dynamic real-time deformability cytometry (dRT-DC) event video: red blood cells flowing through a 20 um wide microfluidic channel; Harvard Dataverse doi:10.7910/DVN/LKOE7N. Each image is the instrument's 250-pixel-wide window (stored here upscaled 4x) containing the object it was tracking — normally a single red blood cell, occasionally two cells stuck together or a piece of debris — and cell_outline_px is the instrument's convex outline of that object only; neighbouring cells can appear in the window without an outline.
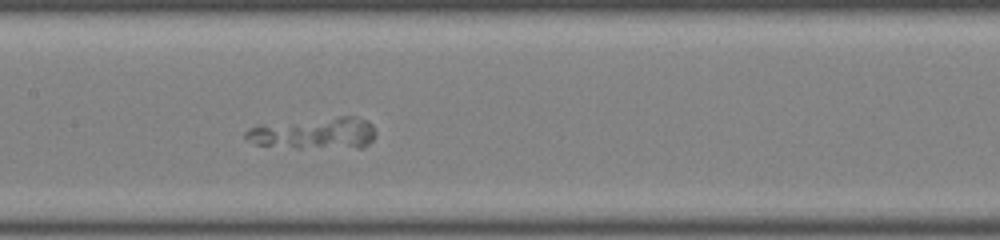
{"species": "common noctule bat (a hibernating species)", "species_latin": "Nyctalus noctula", "temperature_condition": "room temperature", "stored_images_in_passage": 36, "camera_frame_rate_fps": 3000, "um_per_image_px": 0.085, "animal": {"sex": "male", "body_mass_g": 19.0, "forearm_length_mm": 50.8}, "frame": {"image": 1, "passage_image": 12, "time_ms": 3.667, "image_size_px": [1000, 240], "cell_outline_px": [[376, 132], [372, 140], [364, 148], [296, 148], [256, 144], [244, 140], [244, 132], [248, 128], [340, 116], [356, 116], [368, 120], [372, 124]], "centroid_in_image_um": [26.81, 11.36], "position_along_channel_um": 180.6, "area_um2": 23.76}}
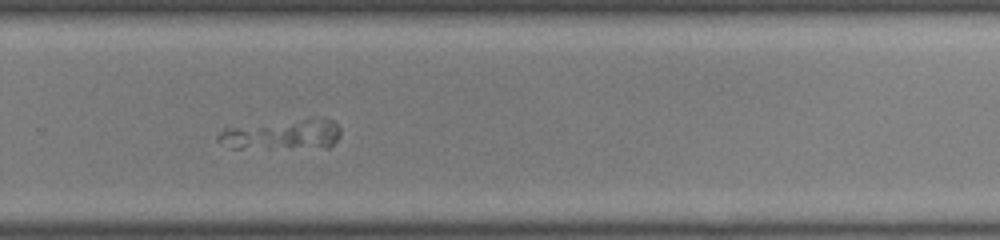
{"frame": {"image": 2, "passage_image": 21, "time_ms": 6.667, "image_size_px": [1000, 240], "cell_outline_px": [[340, 136], [328, 148], [232, 148], [220, 144], [216, 140], [216, 136], [224, 128], [304, 120], [332, 120], [340, 128]], "centroid_in_image_um": [23.95, 11.49], "position_along_channel_um": 305.8, "area_um2": 20.98}}
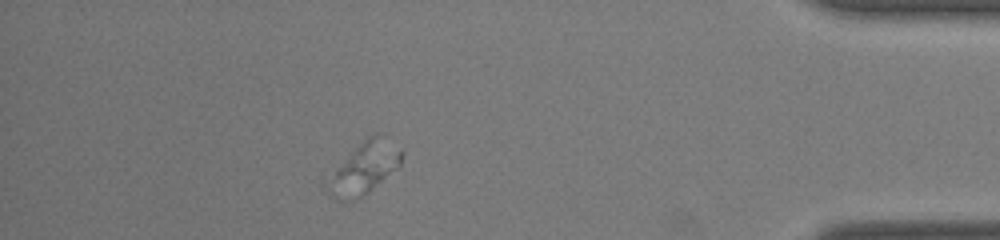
{"frame": {"image": 3, "passage_image": 31, "time_ms": 10.0, "image_size_px": [1000, 240], "cell_outline_px": [[404, 152], [400, 164], [368, 192], [352, 200], [336, 200], [328, 196], [324, 188], [336, 168], [364, 140], [372, 136], [376, 136], [400, 148]], "centroid_in_image_um": [30.91, 14.37], "position_along_channel_um": 404.3, "area_um2": 21.04}}